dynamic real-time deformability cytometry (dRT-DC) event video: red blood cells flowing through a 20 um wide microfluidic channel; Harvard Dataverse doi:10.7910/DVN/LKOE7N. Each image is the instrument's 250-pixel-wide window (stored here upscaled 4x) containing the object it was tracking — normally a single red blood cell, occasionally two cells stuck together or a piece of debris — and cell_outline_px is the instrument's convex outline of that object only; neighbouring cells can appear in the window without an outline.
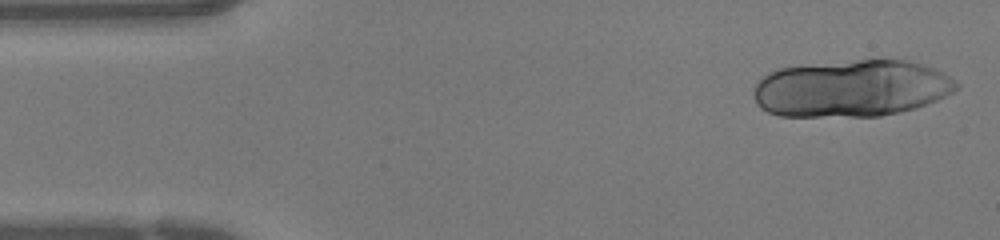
{"species": "human", "species_latin": "Homo sapiens", "temperature_condition": "warm", "stored_images_in_passage": 31, "camera_frame_rate_fps": 3000, "um_per_image_px": 0.085, "donor": {"sex": "female"}, "frame": {"image": 1, "passage_image": 1, "time_ms": 0.0, "image_size_px": [1000, 240], "cell_outline_px": [[960, 88], [936, 100], [916, 108], [900, 112], [880, 116], [780, 116], [768, 112], [760, 108], [756, 104], [752, 92], [756, 84], [768, 72], [780, 68], [856, 60], [908, 60], [932, 68], [956, 80], [960, 84]], "centroid_in_image_um": [72.36, 7.53], "position_along_channel_um": 12.6, "area_um2": 67.11}}